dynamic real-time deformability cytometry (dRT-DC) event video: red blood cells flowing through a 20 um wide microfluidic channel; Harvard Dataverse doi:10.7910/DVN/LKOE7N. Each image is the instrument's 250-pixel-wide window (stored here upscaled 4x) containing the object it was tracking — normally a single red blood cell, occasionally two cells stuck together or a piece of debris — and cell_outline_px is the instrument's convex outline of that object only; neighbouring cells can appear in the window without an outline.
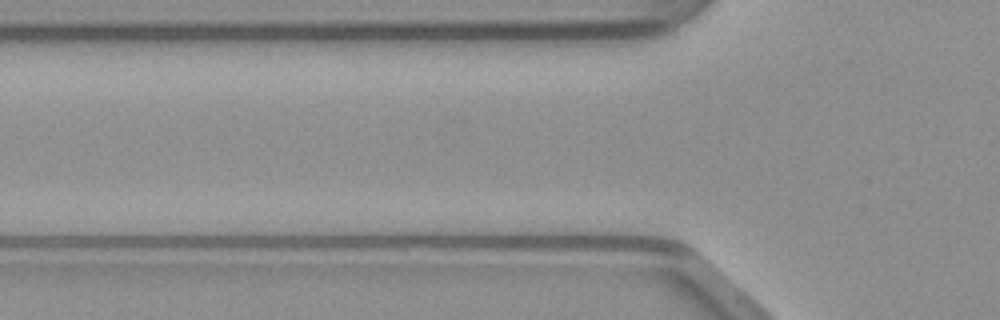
{"species": "common noctule bat (a hibernating species)", "species_latin": "Nyctalus noctula", "temperature_condition": "warm", "stored_images_in_passage": 3, "camera_frame_rate_fps": 3000, "um_per_image_px": 0.085, "animal": {"sex": "male", "body_mass_g": 23.1, "forearm_length_mm": 52.7}, "frame": {"image": 1, "passage_image": 3, "time_ms": 0.667, "image_size_px": [1000, 320], "cell_outline_px": [[700, 284], [696, 284], [476, 264], [656, 264], [680, 268], [692, 276]], "centroid_in_image_um": [52.42, 23.03], "position_along_channel_um": 73.4, "area_um2": 14.51}}